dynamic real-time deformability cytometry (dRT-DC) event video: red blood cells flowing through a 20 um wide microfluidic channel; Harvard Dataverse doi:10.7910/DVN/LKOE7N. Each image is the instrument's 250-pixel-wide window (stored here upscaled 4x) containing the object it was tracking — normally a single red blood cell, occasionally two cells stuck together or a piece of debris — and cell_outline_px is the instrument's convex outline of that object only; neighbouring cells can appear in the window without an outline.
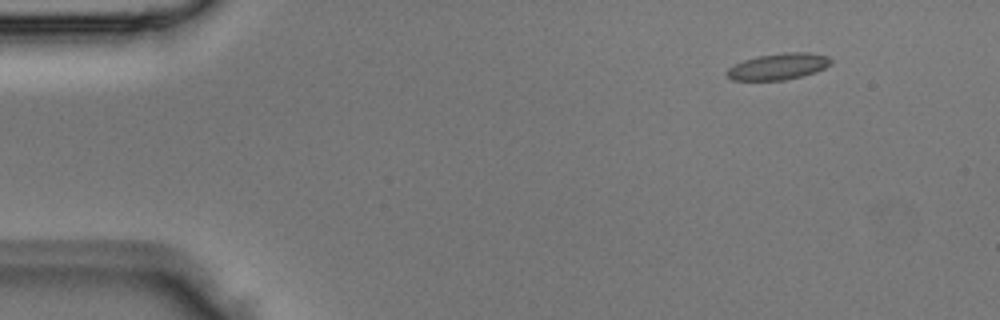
{"species": "Egyptian fruit bat (a non-hibernating species)", "species_latin": "Rousettus aegyptiacus", "temperature_condition": "room temperature", "stored_images_in_passage": 3, "segment_of_instrument_passage": [2, 2], "camera_frame_rate_fps": 3000, "um_per_image_px": 0.085, "animal": {"sex": "male"}, "frame": {"image": 1, "passage_image": 3, "time_ms": 0.667, "image_size_px": [1000, 320], "cell_outline_px": [[832, 64], [816, 72], [784, 80], [732, 80], [724, 72], [728, 68], [744, 60], [756, 56], [784, 52], [808, 52], [828, 56], [832, 60]], "centroid_in_image_um": [66.16, 5.64], "position_along_channel_um": 18.8, "area_um2": 16.01}}